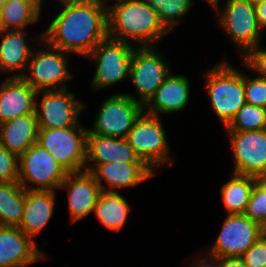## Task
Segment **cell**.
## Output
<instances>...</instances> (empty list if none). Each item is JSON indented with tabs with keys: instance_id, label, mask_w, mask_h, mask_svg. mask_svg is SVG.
<instances>
[{
	"instance_id": "obj_32",
	"label": "cell",
	"mask_w": 266,
	"mask_h": 267,
	"mask_svg": "<svg viewBox=\"0 0 266 267\" xmlns=\"http://www.w3.org/2000/svg\"><path fill=\"white\" fill-rule=\"evenodd\" d=\"M246 103L266 108V80L255 76H245Z\"/></svg>"
},
{
	"instance_id": "obj_36",
	"label": "cell",
	"mask_w": 266,
	"mask_h": 267,
	"mask_svg": "<svg viewBox=\"0 0 266 267\" xmlns=\"http://www.w3.org/2000/svg\"><path fill=\"white\" fill-rule=\"evenodd\" d=\"M256 17L260 31L266 29V0L255 5Z\"/></svg>"
},
{
	"instance_id": "obj_10",
	"label": "cell",
	"mask_w": 266,
	"mask_h": 267,
	"mask_svg": "<svg viewBox=\"0 0 266 267\" xmlns=\"http://www.w3.org/2000/svg\"><path fill=\"white\" fill-rule=\"evenodd\" d=\"M223 10L216 9L218 26L239 46V53L244 56L249 50L259 45L261 31L258 26L255 5L243 0H226Z\"/></svg>"
},
{
	"instance_id": "obj_14",
	"label": "cell",
	"mask_w": 266,
	"mask_h": 267,
	"mask_svg": "<svg viewBox=\"0 0 266 267\" xmlns=\"http://www.w3.org/2000/svg\"><path fill=\"white\" fill-rule=\"evenodd\" d=\"M227 132L234 153L233 173L262 178L266 174V129Z\"/></svg>"
},
{
	"instance_id": "obj_34",
	"label": "cell",
	"mask_w": 266,
	"mask_h": 267,
	"mask_svg": "<svg viewBox=\"0 0 266 267\" xmlns=\"http://www.w3.org/2000/svg\"><path fill=\"white\" fill-rule=\"evenodd\" d=\"M259 47L260 45L249 50L243 56V64L248 69L256 71L259 74L258 77L266 80V47Z\"/></svg>"
},
{
	"instance_id": "obj_19",
	"label": "cell",
	"mask_w": 266,
	"mask_h": 267,
	"mask_svg": "<svg viewBox=\"0 0 266 267\" xmlns=\"http://www.w3.org/2000/svg\"><path fill=\"white\" fill-rule=\"evenodd\" d=\"M91 173L101 191H117L116 188L133 187L155 175L146 163L109 162L97 165ZM103 182L108 184L107 189Z\"/></svg>"
},
{
	"instance_id": "obj_3",
	"label": "cell",
	"mask_w": 266,
	"mask_h": 267,
	"mask_svg": "<svg viewBox=\"0 0 266 267\" xmlns=\"http://www.w3.org/2000/svg\"><path fill=\"white\" fill-rule=\"evenodd\" d=\"M204 78L212 109L226 127L246 103L245 75L223 59Z\"/></svg>"
},
{
	"instance_id": "obj_9",
	"label": "cell",
	"mask_w": 266,
	"mask_h": 267,
	"mask_svg": "<svg viewBox=\"0 0 266 267\" xmlns=\"http://www.w3.org/2000/svg\"><path fill=\"white\" fill-rule=\"evenodd\" d=\"M130 93H117L104 100L99 107L92 134L126 138L134 122L144 111L143 105Z\"/></svg>"
},
{
	"instance_id": "obj_24",
	"label": "cell",
	"mask_w": 266,
	"mask_h": 267,
	"mask_svg": "<svg viewBox=\"0 0 266 267\" xmlns=\"http://www.w3.org/2000/svg\"><path fill=\"white\" fill-rule=\"evenodd\" d=\"M130 204L118 191H101L94 207L99 222L109 230L120 231L130 212Z\"/></svg>"
},
{
	"instance_id": "obj_41",
	"label": "cell",
	"mask_w": 266,
	"mask_h": 267,
	"mask_svg": "<svg viewBox=\"0 0 266 267\" xmlns=\"http://www.w3.org/2000/svg\"><path fill=\"white\" fill-rule=\"evenodd\" d=\"M219 1L220 0H217L212 6L217 9L218 8Z\"/></svg>"
},
{
	"instance_id": "obj_43",
	"label": "cell",
	"mask_w": 266,
	"mask_h": 267,
	"mask_svg": "<svg viewBox=\"0 0 266 267\" xmlns=\"http://www.w3.org/2000/svg\"><path fill=\"white\" fill-rule=\"evenodd\" d=\"M5 2H6V0H0V10H1V8L4 5Z\"/></svg>"
},
{
	"instance_id": "obj_4",
	"label": "cell",
	"mask_w": 266,
	"mask_h": 267,
	"mask_svg": "<svg viewBox=\"0 0 266 267\" xmlns=\"http://www.w3.org/2000/svg\"><path fill=\"white\" fill-rule=\"evenodd\" d=\"M34 39L47 48L32 51L26 68L28 72H22L21 78L37 92L66 89L65 80L72 79L67 67V52L46 43L42 34Z\"/></svg>"
},
{
	"instance_id": "obj_33",
	"label": "cell",
	"mask_w": 266,
	"mask_h": 267,
	"mask_svg": "<svg viewBox=\"0 0 266 267\" xmlns=\"http://www.w3.org/2000/svg\"><path fill=\"white\" fill-rule=\"evenodd\" d=\"M241 258L247 267H266V231Z\"/></svg>"
},
{
	"instance_id": "obj_44",
	"label": "cell",
	"mask_w": 266,
	"mask_h": 267,
	"mask_svg": "<svg viewBox=\"0 0 266 267\" xmlns=\"http://www.w3.org/2000/svg\"><path fill=\"white\" fill-rule=\"evenodd\" d=\"M260 179L266 184V174Z\"/></svg>"
},
{
	"instance_id": "obj_31",
	"label": "cell",
	"mask_w": 266,
	"mask_h": 267,
	"mask_svg": "<svg viewBox=\"0 0 266 267\" xmlns=\"http://www.w3.org/2000/svg\"><path fill=\"white\" fill-rule=\"evenodd\" d=\"M19 157L0 142V182H18Z\"/></svg>"
},
{
	"instance_id": "obj_11",
	"label": "cell",
	"mask_w": 266,
	"mask_h": 267,
	"mask_svg": "<svg viewBox=\"0 0 266 267\" xmlns=\"http://www.w3.org/2000/svg\"><path fill=\"white\" fill-rule=\"evenodd\" d=\"M154 47H136L132 53L129 78L132 81L143 106L170 75L168 63Z\"/></svg>"
},
{
	"instance_id": "obj_5",
	"label": "cell",
	"mask_w": 266,
	"mask_h": 267,
	"mask_svg": "<svg viewBox=\"0 0 266 267\" xmlns=\"http://www.w3.org/2000/svg\"><path fill=\"white\" fill-rule=\"evenodd\" d=\"M162 125L159 116L143 111L126 137L135 153L152 170L155 167L156 169L157 167L162 168L166 163L170 165L173 163L169 157V144Z\"/></svg>"
},
{
	"instance_id": "obj_15",
	"label": "cell",
	"mask_w": 266,
	"mask_h": 267,
	"mask_svg": "<svg viewBox=\"0 0 266 267\" xmlns=\"http://www.w3.org/2000/svg\"><path fill=\"white\" fill-rule=\"evenodd\" d=\"M59 188H67L69 214L72 223L93 213L101 193L100 186L90 171L70 172Z\"/></svg>"
},
{
	"instance_id": "obj_12",
	"label": "cell",
	"mask_w": 266,
	"mask_h": 267,
	"mask_svg": "<svg viewBox=\"0 0 266 267\" xmlns=\"http://www.w3.org/2000/svg\"><path fill=\"white\" fill-rule=\"evenodd\" d=\"M39 94L43 95L35 107L39 129L82 127L78 116L86 106L75 98L73 92L66 88L40 91Z\"/></svg>"
},
{
	"instance_id": "obj_37",
	"label": "cell",
	"mask_w": 266,
	"mask_h": 267,
	"mask_svg": "<svg viewBox=\"0 0 266 267\" xmlns=\"http://www.w3.org/2000/svg\"><path fill=\"white\" fill-rule=\"evenodd\" d=\"M221 267H247L241 257H221Z\"/></svg>"
},
{
	"instance_id": "obj_16",
	"label": "cell",
	"mask_w": 266,
	"mask_h": 267,
	"mask_svg": "<svg viewBox=\"0 0 266 267\" xmlns=\"http://www.w3.org/2000/svg\"><path fill=\"white\" fill-rule=\"evenodd\" d=\"M19 227L0 226V267H25L46 256Z\"/></svg>"
},
{
	"instance_id": "obj_39",
	"label": "cell",
	"mask_w": 266,
	"mask_h": 267,
	"mask_svg": "<svg viewBox=\"0 0 266 267\" xmlns=\"http://www.w3.org/2000/svg\"><path fill=\"white\" fill-rule=\"evenodd\" d=\"M243 1H247L248 3L253 4V5H257L261 3L263 0H243Z\"/></svg>"
},
{
	"instance_id": "obj_20",
	"label": "cell",
	"mask_w": 266,
	"mask_h": 267,
	"mask_svg": "<svg viewBox=\"0 0 266 267\" xmlns=\"http://www.w3.org/2000/svg\"><path fill=\"white\" fill-rule=\"evenodd\" d=\"M189 98L190 84L186 75L170 73L150 100L143 106L144 112L159 117L161 113L179 112L187 106Z\"/></svg>"
},
{
	"instance_id": "obj_7",
	"label": "cell",
	"mask_w": 266,
	"mask_h": 267,
	"mask_svg": "<svg viewBox=\"0 0 266 267\" xmlns=\"http://www.w3.org/2000/svg\"><path fill=\"white\" fill-rule=\"evenodd\" d=\"M135 48L131 43L109 37L101 41L87 56L97 64L92 88L97 91L128 78Z\"/></svg>"
},
{
	"instance_id": "obj_13",
	"label": "cell",
	"mask_w": 266,
	"mask_h": 267,
	"mask_svg": "<svg viewBox=\"0 0 266 267\" xmlns=\"http://www.w3.org/2000/svg\"><path fill=\"white\" fill-rule=\"evenodd\" d=\"M265 231L244 214H227L215 244L207 253L218 257H241Z\"/></svg>"
},
{
	"instance_id": "obj_40",
	"label": "cell",
	"mask_w": 266,
	"mask_h": 267,
	"mask_svg": "<svg viewBox=\"0 0 266 267\" xmlns=\"http://www.w3.org/2000/svg\"><path fill=\"white\" fill-rule=\"evenodd\" d=\"M97 1L103 4L105 7H107L105 0H97ZM119 1H124V0H116V2H119Z\"/></svg>"
},
{
	"instance_id": "obj_8",
	"label": "cell",
	"mask_w": 266,
	"mask_h": 267,
	"mask_svg": "<svg viewBox=\"0 0 266 267\" xmlns=\"http://www.w3.org/2000/svg\"><path fill=\"white\" fill-rule=\"evenodd\" d=\"M87 133L84 127L39 129L37 143L69 173L78 172L85 170Z\"/></svg>"
},
{
	"instance_id": "obj_35",
	"label": "cell",
	"mask_w": 266,
	"mask_h": 267,
	"mask_svg": "<svg viewBox=\"0 0 266 267\" xmlns=\"http://www.w3.org/2000/svg\"><path fill=\"white\" fill-rule=\"evenodd\" d=\"M206 258L197 259L190 267H221V257L206 254Z\"/></svg>"
},
{
	"instance_id": "obj_21",
	"label": "cell",
	"mask_w": 266,
	"mask_h": 267,
	"mask_svg": "<svg viewBox=\"0 0 266 267\" xmlns=\"http://www.w3.org/2000/svg\"><path fill=\"white\" fill-rule=\"evenodd\" d=\"M55 191L26 190L25 209L18 226L27 236L36 237L50 221L55 207Z\"/></svg>"
},
{
	"instance_id": "obj_1",
	"label": "cell",
	"mask_w": 266,
	"mask_h": 267,
	"mask_svg": "<svg viewBox=\"0 0 266 267\" xmlns=\"http://www.w3.org/2000/svg\"><path fill=\"white\" fill-rule=\"evenodd\" d=\"M63 10L42 33V39L64 52L87 57L107 33V8L97 0H60Z\"/></svg>"
},
{
	"instance_id": "obj_6",
	"label": "cell",
	"mask_w": 266,
	"mask_h": 267,
	"mask_svg": "<svg viewBox=\"0 0 266 267\" xmlns=\"http://www.w3.org/2000/svg\"><path fill=\"white\" fill-rule=\"evenodd\" d=\"M68 173L51 153L37 142L19 157L18 183L25 190L56 191ZM30 182L31 186L28 185Z\"/></svg>"
},
{
	"instance_id": "obj_25",
	"label": "cell",
	"mask_w": 266,
	"mask_h": 267,
	"mask_svg": "<svg viewBox=\"0 0 266 267\" xmlns=\"http://www.w3.org/2000/svg\"><path fill=\"white\" fill-rule=\"evenodd\" d=\"M26 202V190L18 182H0V226L18 227Z\"/></svg>"
},
{
	"instance_id": "obj_28",
	"label": "cell",
	"mask_w": 266,
	"mask_h": 267,
	"mask_svg": "<svg viewBox=\"0 0 266 267\" xmlns=\"http://www.w3.org/2000/svg\"><path fill=\"white\" fill-rule=\"evenodd\" d=\"M170 32L193 7V0H144Z\"/></svg>"
},
{
	"instance_id": "obj_30",
	"label": "cell",
	"mask_w": 266,
	"mask_h": 267,
	"mask_svg": "<svg viewBox=\"0 0 266 267\" xmlns=\"http://www.w3.org/2000/svg\"><path fill=\"white\" fill-rule=\"evenodd\" d=\"M244 215L266 229V184L261 179L255 182Z\"/></svg>"
},
{
	"instance_id": "obj_26",
	"label": "cell",
	"mask_w": 266,
	"mask_h": 267,
	"mask_svg": "<svg viewBox=\"0 0 266 267\" xmlns=\"http://www.w3.org/2000/svg\"><path fill=\"white\" fill-rule=\"evenodd\" d=\"M233 177L221 187V197L228 214H244L255 182L251 175L232 174Z\"/></svg>"
},
{
	"instance_id": "obj_42",
	"label": "cell",
	"mask_w": 266,
	"mask_h": 267,
	"mask_svg": "<svg viewBox=\"0 0 266 267\" xmlns=\"http://www.w3.org/2000/svg\"><path fill=\"white\" fill-rule=\"evenodd\" d=\"M211 6L217 1V0H206Z\"/></svg>"
},
{
	"instance_id": "obj_27",
	"label": "cell",
	"mask_w": 266,
	"mask_h": 267,
	"mask_svg": "<svg viewBox=\"0 0 266 267\" xmlns=\"http://www.w3.org/2000/svg\"><path fill=\"white\" fill-rule=\"evenodd\" d=\"M42 3L6 1L0 10V31L24 30L40 17Z\"/></svg>"
},
{
	"instance_id": "obj_2",
	"label": "cell",
	"mask_w": 266,
	"mask_h": 267,
	"mask_svg": "<svg viewBox=\"0 0 266 267\" xmlns=\"http://www.w3.org/2000/svg\"><path fill=\"white\" fill-rule=\"evenodd\" d=\"M106 8L107 33L111 39L127 43L132 39L138 42L137 47H154L169 33L144 0L119 1Z\"/></svg>"
},
{
	"instance_id": "obj_38",
	"label": "cell",
	"mask_w": 266,
	"mask_h": 267,
	"mask_svg": "<svg viewBox=\"0 0 266 267\" xmlns=\"http://www.w3.org/2000/svg\"><path fill=\"white\" fill-rule=\"evenodd\" d=\"M6 1H20V2H24V3H42V0H6Z\"/></svg>"
},
{
	"instance_id": "obj_23",
	"label": "cell",
	"mask_w": 266,
	"mask_h": 267,
	"mask_svg": "<svg viewBox=\"0 0 266 267\" xmlns=\"http://www.w3.org/2000/svg\"><path fill=\"white\" fill-rule=\"evenodd\" d=\"M0 34L3 35L0 42V71H17L10 77H21L19 70L26 71L33 51L25 41L26 33L24 30H3Z\"/></svg>"
},
{
	"instance_id": "obj_29",
	"label": "cell",
	"mask_w": 266,
	"mask_h": 267,
	"mask_svg": "<svg viewBox=\"0 0 266 267\" xmlns=\"http://www.w3.org/2000/svg\"><path fill=\"white\" fill-rule=\"evenodd\" d=\"M225 128L238 132L265 130L266 108L245 103Z\"/></svg>"
},
{
	"instance_id": "obj_18",
	"label": "cell",
	"mask_w": 266,
	"mask_h": 267,
	"mask_svg": "<svg viewBox=\"0 0 266 267\" xmlns=\"http://www.w3.org/2000/svg\"><path fill=\"white\" fill-rule=\"evenodd\" d=\"M38 92L21 77H7L0 84V124L35 113Z\"/></svg>"
},
{
	"instance_id": "obj_22",
	"label": "cell",
	"mask_w": 266,
	"mask_h": 267,
	"mask_svg": "<svg viewBox=\"0 0 266 267\" xmlns=\"http://www.w3.org/2000/svg\"><path fill=\"white\" fill-rule=\"evenodd\" d=\"M38 130L35 113L19 116L0 124V142L9 152L20 157L37 142Z\"/></svg>"
},
{
	"instance_id": "obj_17",
	"label": "cell",
	"mask_w": 266,
	"mask_h": 267,
	"mask_svg": "<svg viewBox=\"0 0 266 267\" xmlns=\"http://www.w3.org/2000/svg\"><path fill=\"white\" fill-rule=\"evenodd\" d=\"M91 161L94 162L93 166L90 165ZM114 161L120 163H145L135 153L126 138L100 136L92 134L88 130L85 170L91 172L99 164ZM87 165L90 166L88 167Z\"/></svg>"
}]
</instances>
